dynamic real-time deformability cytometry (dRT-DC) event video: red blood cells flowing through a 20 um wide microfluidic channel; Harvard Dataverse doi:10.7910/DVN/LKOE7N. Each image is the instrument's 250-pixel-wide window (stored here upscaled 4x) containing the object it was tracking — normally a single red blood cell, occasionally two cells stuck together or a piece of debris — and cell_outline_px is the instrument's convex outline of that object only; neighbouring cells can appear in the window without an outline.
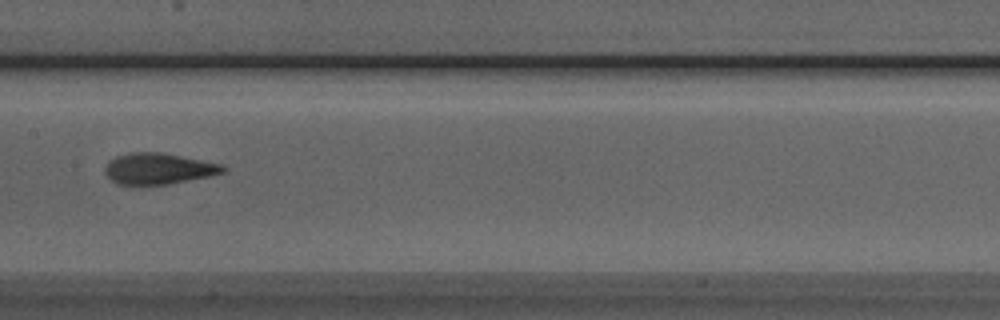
{"species": "Egyptian fruit bat (a non-hibernating species)", "species_latin": "Rousettus aegyptiacus", "temperature_condition": "room temperature", "stored_images_in_passage": 8, "camera_frame_rate_fps": 3000, "um_per_image_px": 0.085, "animal": {"sex": "male"}, "frame": {"image": 1, "passage_image": 8, "time_ms": 2.333, "image_size_px": [1000, 320], "cell_outline_px": [[228, 168], [224, 172], [208, 176], [168, 184], [116, 184], [104, 172], [104, 168], [108, 160], [116, 156], [128, 152], [160, 152], [224, 164]], "centroid_in_image_um": [13.46, 14.32], "position_along_channel_um": 193.9, "area_um2": 21.39}}